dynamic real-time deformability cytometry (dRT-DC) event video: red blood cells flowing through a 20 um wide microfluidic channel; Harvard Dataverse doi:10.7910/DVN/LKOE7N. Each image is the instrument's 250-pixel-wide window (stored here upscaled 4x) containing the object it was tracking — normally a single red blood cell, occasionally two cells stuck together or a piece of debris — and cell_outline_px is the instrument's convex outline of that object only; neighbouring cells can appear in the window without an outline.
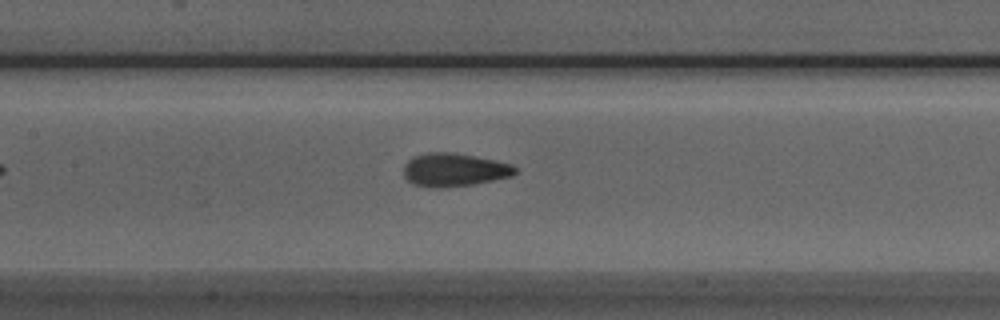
{"species": "Egyptian fruit bat (a non-hibernating species)", "species_latin": "Rousettus aegyptiacus", "temperature_condition": "room temperature", "stored_images_in_passage": 27, "camera_frame_rate_fps": 3000, "um_per_image_px": 0.085, "animal": {"sex": "male"}, "frame": {"image": 1, "passage_image": 11, "time_ms": 3.333, "image_size_px": [1000, 320], "cell_outline_px": [[516, 172], [512, 176], [472, 184], [440, 188], [412, 184], [404, 176], [404, 164], [412, 156], [428, 152], [452, 152], [476, 156], [496, 160], [512, 164], [516, 168]], "centroid_in_image_um": [38.59, 14.42], "position_along_channel_um": 168.8, "area_um2": 21.62}}
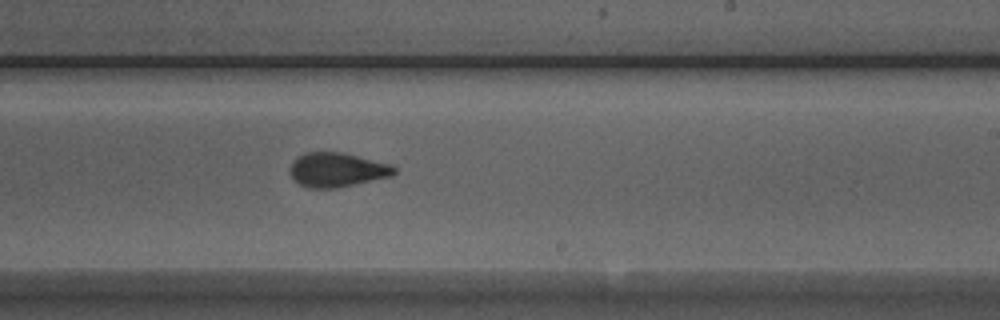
{"frame": {"image": 2, "passage_image": 18, "time_ms": 5.667, "image_size_px": [1000, 320], "cell_outline_px": [[396, 172], [392, 176], [336, 188], [308, 188], [292, 180], [288, 172], [292, 160], [296, 156], [304, 152], [340, 152], [392, 164], [396, 168]], "centroid_in_image_um": [28.59, 14.43], "position_along_channel_um": 260.4, "area_um2": 21.1}}
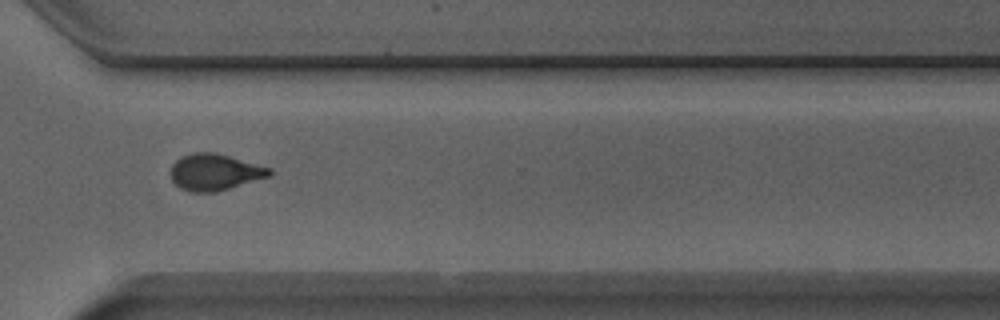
{"frame": {"image": 3, "passage_image": 25, "time_ms": 8.0, "image_size_px": [1000, 320], "cell_outline_px": [[272, 176], [216, 192], [192, 192], [180, 188], [172, 180], [172, 164], [180, 156], [192, 152], [216, 152], [272, 168]], "centroid_in_image_um": [18.28, 14.62], "position_along_channel_um": 352.3, "area_um2": 21.15}, "authors_computed_cell_mechanics": {"area_um2": 21.097, "velocity_mm_per_s": 3.9524, "shape_relaxation_time_tau1_ms": 6.0366, "shape_relaxation_time_tau2_ms": 1.5697, "deformation_change_tau1": 0.1907, "deformation_change_tau2": 0.0744}}